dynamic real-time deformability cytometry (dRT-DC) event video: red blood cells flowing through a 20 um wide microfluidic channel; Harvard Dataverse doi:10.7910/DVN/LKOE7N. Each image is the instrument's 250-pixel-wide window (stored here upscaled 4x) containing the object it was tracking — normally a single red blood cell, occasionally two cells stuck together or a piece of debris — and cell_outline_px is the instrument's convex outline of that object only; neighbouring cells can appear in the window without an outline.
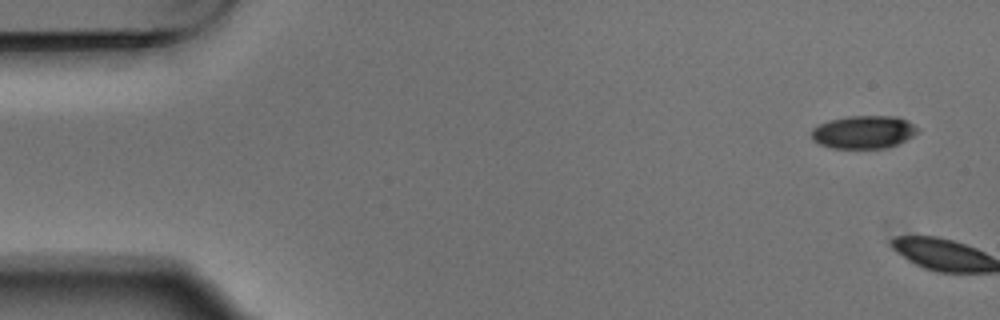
{"species": "Egyptian fruit bat (a non-hibernating species)", "species_latin": "Rousettus aegyptiacus", "temperature_condition": "warm", "stored_images_in_passage": 6, "camera_frame_rate_fps": 3000, "um_per_image_px": 0.085, "animal": {"sex": "male"}, "frame": {"image": 1, "passage_image": 1, "time_ms": 0.0, "image_size_px": [1000, 320], "cell_outline_px": [[916, 132], [912, 136], [896, 144], [884, 148], [832, 148], [816, 144], [812, 140], [812, 128], [828, 120], [848, 116], [896, 116], [908, 120], [916, 128]], "centroid_in_image_um": [73.34, 11.22], "position_along_channel_um": 11.7, "area_um2": 20.29}}
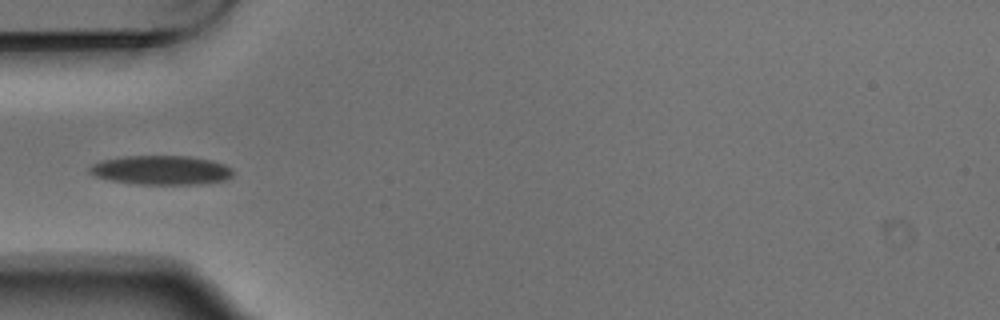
{"frame": {"image": 2, "passage_image": 6, "time_ms": 1.667, "image_size_px": [1000, 320], "cell_outline_px": [[232, 176], [224, 180], [200, 184], [136, 184], [112, 180], [96, 176], [88, 172], [88, 168], [92, 164], [100, 160], [124, 156], [188, 156], [212, 160], [224, 164], [232, 168]], "centroid_in_image_um": [13.69, 14.45], "position_along_channel_um": 71.3, "area_um2": 24.39}}